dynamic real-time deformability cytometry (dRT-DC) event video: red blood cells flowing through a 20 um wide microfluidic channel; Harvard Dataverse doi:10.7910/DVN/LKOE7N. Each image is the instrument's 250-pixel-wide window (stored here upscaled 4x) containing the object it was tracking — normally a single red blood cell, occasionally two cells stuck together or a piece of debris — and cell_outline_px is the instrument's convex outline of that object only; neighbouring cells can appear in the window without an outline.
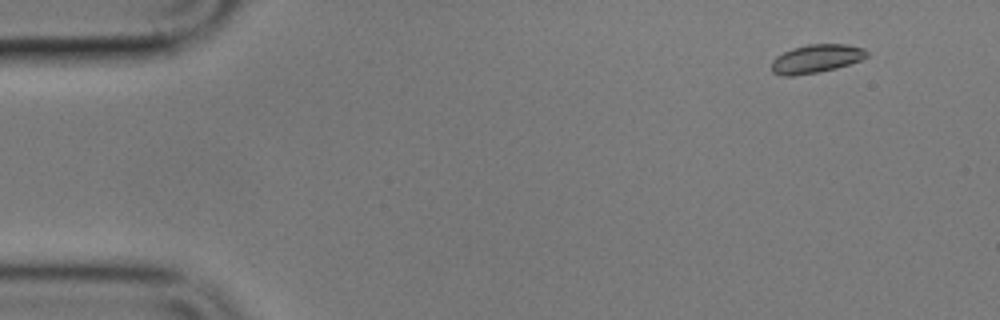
{"species": "common noctule bat (a hibernating species)", "species_latin": "Nyctalus noctula", "temperature_condition": "cold", "stored_images_in_passage": 6, "camera_frame_rate_fps": 3000, "um_per_image_px": 0.085, "animal": {"sex": "male", "body_mass_g": 17.9}, "frame": {"image": 1, "passage_image": 1, "time_ms": 0.0, "image_size_px": [1000, 320], "cell_outline_px": [[868, 56], [860, 60], [836, 68], [816, 72], [792, 76], [780, 76], [772, 72], [772, 60], [776, 56], [792, 48], [808, 44], [844, 44], [864, 48], [868, 52]], "centroid_in_image_um": [69.35, 4.99], "position_along_channel_um": 15.6, "area_um2": 15.72}}